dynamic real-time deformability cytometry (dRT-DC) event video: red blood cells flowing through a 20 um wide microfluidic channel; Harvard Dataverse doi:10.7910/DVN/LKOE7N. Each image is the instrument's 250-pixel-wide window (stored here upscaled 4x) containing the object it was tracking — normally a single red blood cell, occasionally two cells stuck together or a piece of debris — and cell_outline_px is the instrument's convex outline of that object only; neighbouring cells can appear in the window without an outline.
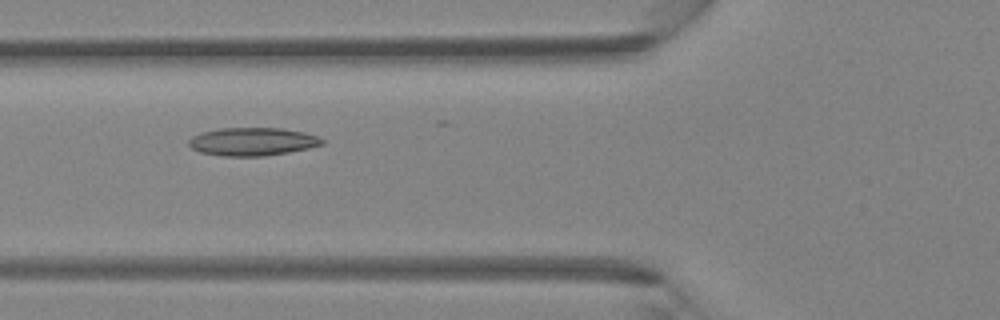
{"species": "Egyptian fruit bat (a non-hibernating species)", "species_latin": "Rousettus aegyptiacus", "temperature_condition": "room temperature", "stored_images_in_passage": 5, "camera_frame_rate_fps": 3000, "um_per_image_px": 0.085, "animal": {"sex": "female"}, "frame": {"image": 1, "passage_image": 5, "time_ms": 1.333, "image_size_px": [1000, 320], "cell_outline_px": [[324, 144], [308, 148], [288, 152], [264, 156], [224, 156], [200, 152], [192, 148], [188, 144], [188, 140], [192, 136], [200, 132], [220, 128], [280, 128], [304, 132], [316, 136], [324, 140]], "centroid_in_image_um": [21.43, 12.03], "position_along_channel_um": 104.4, "area_um2": 21.79}}